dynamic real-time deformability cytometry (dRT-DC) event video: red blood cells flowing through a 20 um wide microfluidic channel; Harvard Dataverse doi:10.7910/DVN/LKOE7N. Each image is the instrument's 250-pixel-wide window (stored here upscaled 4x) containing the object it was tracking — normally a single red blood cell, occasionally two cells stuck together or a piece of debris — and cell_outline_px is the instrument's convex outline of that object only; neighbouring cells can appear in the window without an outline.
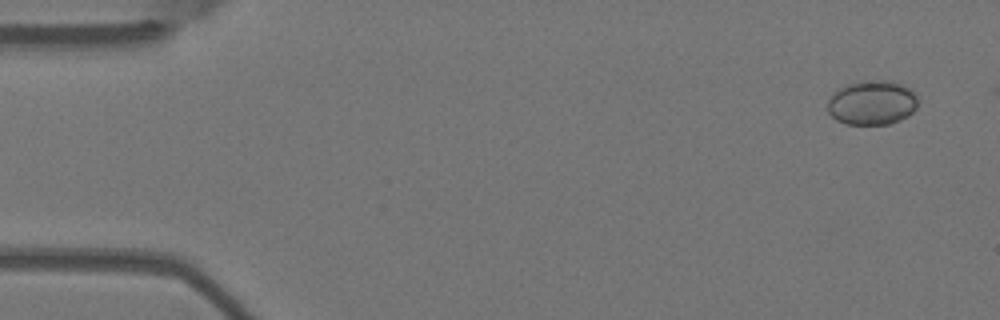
{"species": "Egyptian fruit bat (a non-hibernating species)", "species_latin": "Rousettus aegyptiacus", "temperature_condition": "warm", "stored_images_in_passage": 4, "camera_frame_rate_fps": 3000, "um_per_image_px": 0.085, "animal": {"sex": "female"}, "frame": {"image": 1, "passage_image": 1, "time_ms": 0.0, "image_size_px": [1000, 320], "cell_outline_px": [[916, 108], [908, 116], [900, 120], [888, 124], [844, 124], [836, 120], [828, 112], [828, 100], [832, 92], [836, 88], [848, 84], [876, 80], [884, 80], [900, 84], [908, 88], [916, 96]], "centroid_in_image_um": [74.07, 8.74], "position_along_channel_um": 10.9, "area_um2": 23.24}}
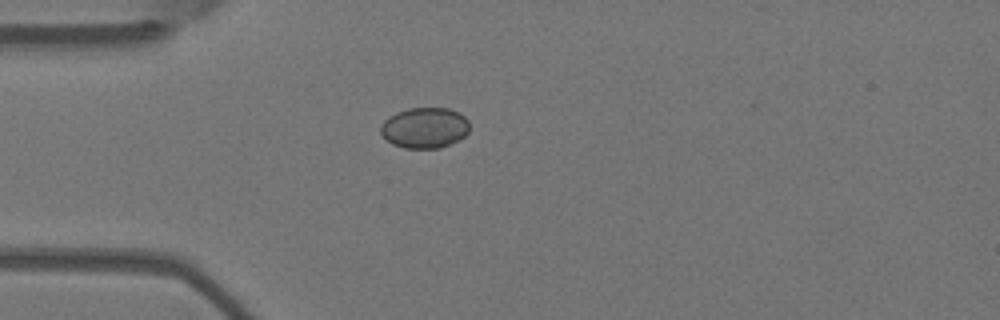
{"frame": {"image": 2, "passage_image": 4, "time_ms": 1.0, "image_size_px": [1000, 320], "cell_outline_px": [[468, 132], [460, 140], [440, 148], [404, 148], [392, 144], [380, 136], [380, 124], [388, 116], [396, 112], [408, 108], [448, 108], [460, 112], [468, 120]], "centroid_in_image_um": [36.06, 10.86], "position_along_channel_um": 48.9, "area_um2": 21.44}}